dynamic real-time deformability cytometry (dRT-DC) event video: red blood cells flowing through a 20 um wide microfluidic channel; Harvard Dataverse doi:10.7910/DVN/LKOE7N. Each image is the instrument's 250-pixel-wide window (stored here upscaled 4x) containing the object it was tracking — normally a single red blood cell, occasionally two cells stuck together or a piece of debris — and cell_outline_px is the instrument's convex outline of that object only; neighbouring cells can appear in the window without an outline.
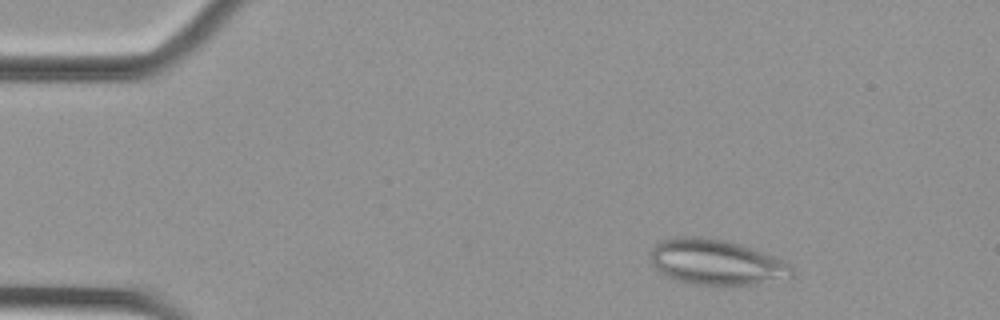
{"species": "Egyptian fruit bat (a non-hibernating species)", "species_latin": "Rousettus aegyptiacus", "temperature_condition": "cold", "stored_images_in_passage": 53, "camera_frame_rate_fps": 3000, "um_per_image_px": 0.085, "animal": {"sex": "female"}, "frame": {"image": 1, "passage_image": 6, "time_ms": 1.667, "image_size_px": [1000, 320], "cell_outline_px": [[792, 276], [756, 284], [696, 284], [676, 280], [660, 272], [652, 264], [648, 256], [648, 252], [660, 240], [676, 236], [708, 236], [728, 240], [752, 248], [784, 260], [792, 268]], "centroid_in_image_um": [60.81, 22.24], "position_along_channel_um": 24.2, "area_um2": 37.51}}
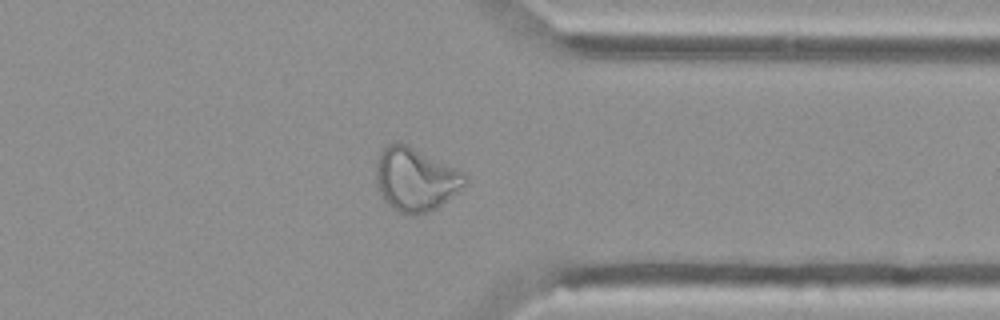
{"frame": {"image": 2, "passage_image": 41, "time_ms": 13.333, "image_size_px": [1000, 320], "cell_outline_px": [[468, 180], [456, 192], [436, 208], [428, 212], [400, 212], [392, 208], [380, 196], [376, 184], [376, 160], [380, 152], [388, 144], [408, 144], [464, 172]], "centroid_in_image_um": [35.28, 15.22], "position_along_channel_um": 376.1, "area_um2": 32.31}}
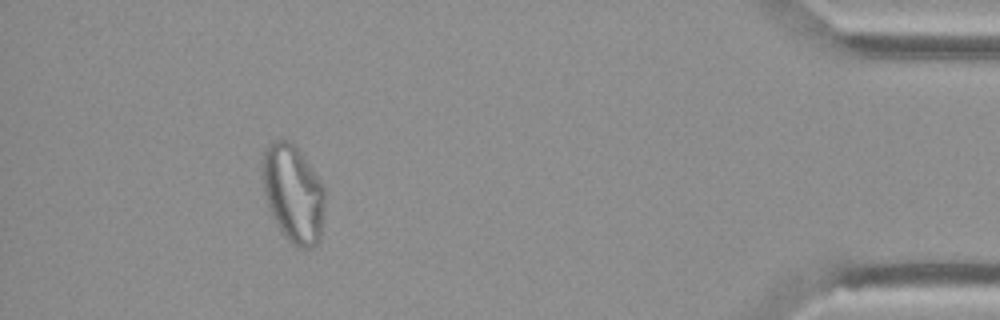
{"frame": {"image": 3, "passage_image": 48, "time_ms": 15.667, "image_size_px": [1000, 320], "cell_outline_px": [[324, 204], [320, 244], [316, 248], [296, 248], [284, 236], [272, 216], [268, 208], [264, 196], [260, 172], [260, 160], [264, 148], [272, 140], [288, 140], [300, 152], [320, 180], [324, 188]], "centroid_in_image_um": [24.88, 16.47], "position_along_channel_um": 410.3, "area_um2": 36.36}}